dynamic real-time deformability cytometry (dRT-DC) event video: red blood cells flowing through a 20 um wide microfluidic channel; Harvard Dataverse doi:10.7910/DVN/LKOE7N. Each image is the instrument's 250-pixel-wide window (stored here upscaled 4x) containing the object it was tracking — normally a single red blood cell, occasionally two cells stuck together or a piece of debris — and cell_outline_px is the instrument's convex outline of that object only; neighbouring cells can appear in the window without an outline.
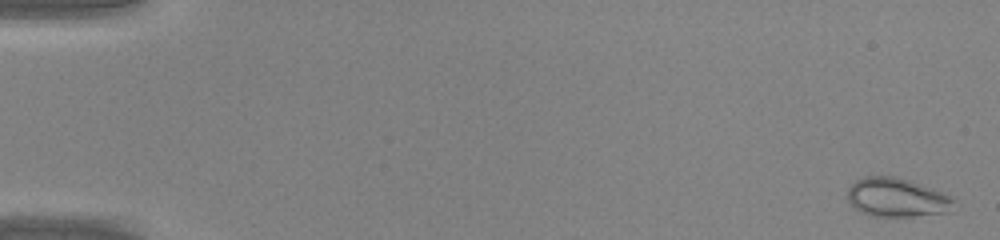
{"species": "common noctule bat (a hibernating species)", "species_latin": "Nyctalus noctula", "temperature_condition": "warm", "stored_images_in_passage": 47, "segment_of_instrument_passage": [1, 2], "camera_frame_rate_fps": 3000, "um_per_image_px": 0.085, "animal": {"sex": "male", "body_mass_g": 20.0, "forearm_length_mm": 53.3}, "frame": {"image": 1, "passage_image": 2, "time_ms": 0.333, "image_size_px": [1000, 240], "cell_outline_px": [[956, 200], [948, 212], [912, 216], [872, 216], [860, 212], [848, 200], [848, 188], [856, 180], [864, 176], [896, 176], [932, 188]], "centroid_in_image_um": [76.2, 16.78], "position_along_channel_um": 8.8, "area_um2": 23.81}}
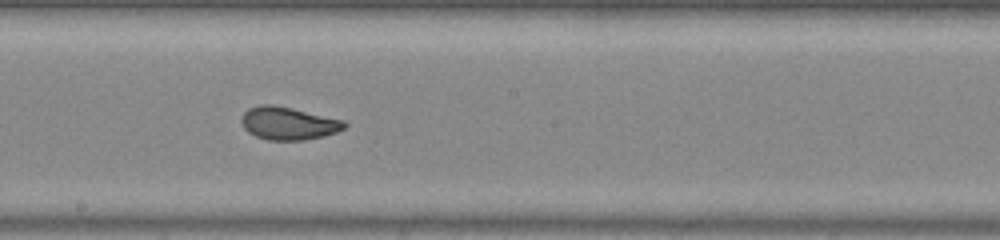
{"frame": {"image": 2, "passage_image": 27, "time_ms": 8.667, "image_size_px": [1000, 240], "cell_outline_px": [[348, 124], [344, 128], [336, 132], [324, 136], [304, 140], [268, 140], [256, 136], [248, 132], [244, 128], [240, 120], [244, 112], [248, 108], [260, 104], [272, 104], [292, 108], [344, 120]], "centroid_in_image_um": [24.49, 10.48], "position_along_channel_um": 223.7, "area_um2": 19.77}}
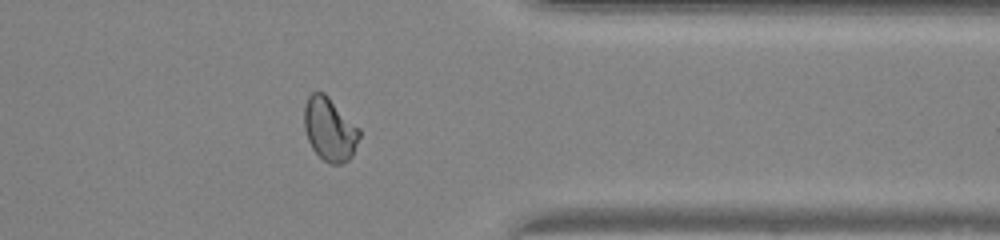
{"frame": {"image": 3, "passage_image": 38, "time_ms": 12.333, "image_size_px": [1000, 240], "cell_outline_px": [[360, 136], [352, 156], [348, 160], [340, 164], [332, 164], [324, 160], [312, 148], [308, 140], [304, 128], [304, 104], [308, 96], [312, 92], [324, 92], [360, 128]], "centroid_in_image_um": [28.02, 10.97], "position_along_channel_um": 383.4, "area_um2": 20.4}}